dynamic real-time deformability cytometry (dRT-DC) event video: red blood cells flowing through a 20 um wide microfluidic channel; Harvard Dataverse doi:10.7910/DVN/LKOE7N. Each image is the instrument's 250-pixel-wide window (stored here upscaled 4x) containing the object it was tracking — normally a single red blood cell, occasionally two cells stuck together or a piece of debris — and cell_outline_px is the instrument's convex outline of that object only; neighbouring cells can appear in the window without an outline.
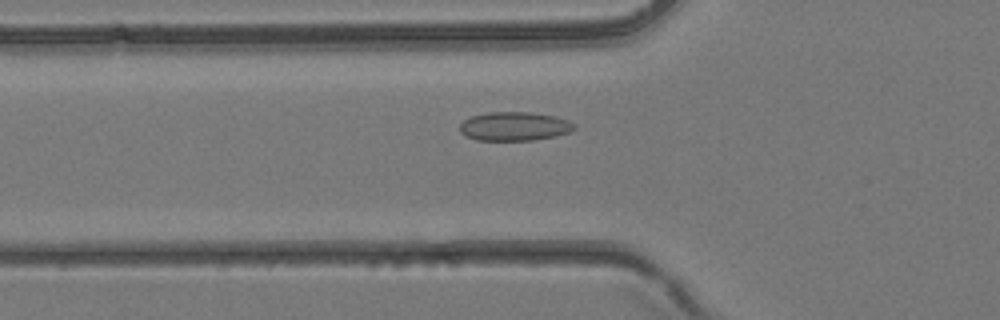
{"species": "common noctule bat (a hibernating species)", "species_latin": "Nyctalus noctula", "temperature_condition": "room temperature", "stored_images_in_passage": 40, "camera_frame_rate_fps": 3000, "um_per_image_px": 0.085, "animal": {"sex": "female", "body_mass_g": 24.6, "forearm_length_mm": 56.2}, "frame": {"image": 1, "passage_image": 14, "time_ms": 4.333, "image_size_px": [1000, 320], "cell_outline_px": [[576, 128], [568, 132], [556, 136], [532, 140], [476, 140], [464, 136], [460, 132], [460, 124], [464, 120], [472, 116], [488, 112], [532, 112], [556, 116], [568, 120], [576, 124]], "centroid_in_image_um": [43.73, 10.73], "position_along_channel_um": 82.1, "area_um2": 19.36}}
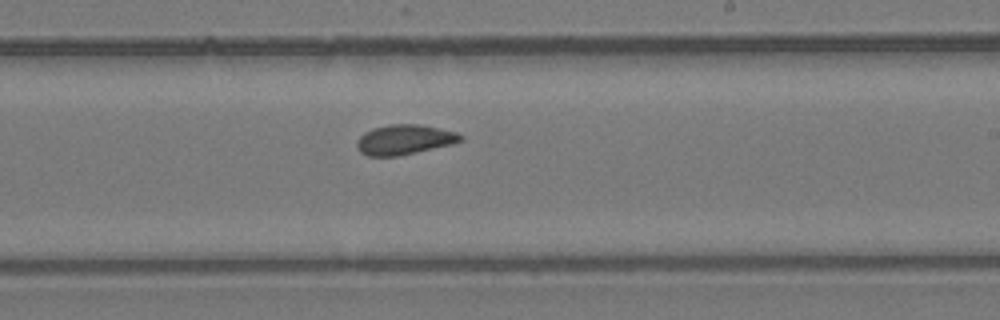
{"frame": {"image": 2, "passage_image": 24, "time_ms": 7.667, "image_size_px": [1000, 320], "cell_outline_px": [[464, 140], [452, 144], [416, 152], [396, 156], [368, 156], [360, 152], [356, 144], [360, 136], [364, 132], [372, 128], [388, 124], [420, 124], [456, 132], [464, 136]], "centroid_in_image_um": [34.37, 11.86], "position_along_channel_um": 254.6, "area_um2": 18.09}}
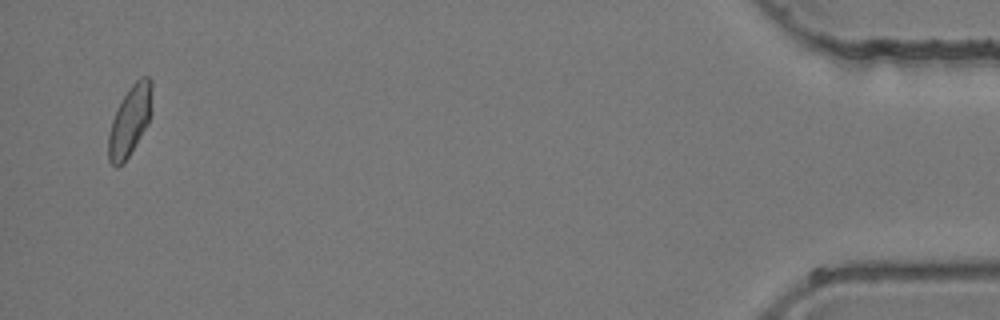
{"frame": {"image": 3, "passage_image": 39, "time_ms": 12.667, "image_size_px": [1000, 320], "cell_outline_px": [[152, 112], [148, 124], [128, 156], [116, 168], [108, 160], [108, 136], [112, 120], [128, 88], [140, 76], [148, 76], [152, 80]], "centroid_in_image_um": [11.07, 10.21], "position_along_channel_um": 424.1, "area_um2": 17.69}}